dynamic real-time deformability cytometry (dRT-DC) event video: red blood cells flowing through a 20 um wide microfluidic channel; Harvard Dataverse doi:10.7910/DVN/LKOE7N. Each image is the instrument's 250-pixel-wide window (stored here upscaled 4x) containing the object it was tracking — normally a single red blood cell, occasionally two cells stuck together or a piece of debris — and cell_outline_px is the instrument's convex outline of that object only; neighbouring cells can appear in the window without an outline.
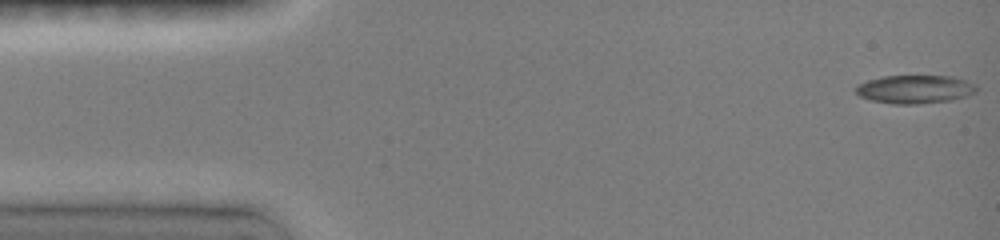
{"species": "common noctule bat (a hibernating species)", "species_latin": "Nyctalus noctula", "temperature_condition": "room temperature", "stored_images_in_passage": 31, "camera_frame_rate_fps": 3000, "um_per_image_px": 0.085, "animal": {"sex": "female", "body_mass_g": 19.0, "forearm_length_mm": 51.5}, "frame": {"image": 1, "passage_image": 1, "time_ms": 0.0, "image_size_px": [1000, 240], "cell_outline_px": [[976, 92], [968, 96], [952, 100], [916, 104], [892, 104], [872, 100], [860, 96], [856, 92], [856, 88], [860, 84], [868, 80], [880, 76], [952, 76], [976, 84]], "centroid_in_image_um": [77.79, 7.59], "position_along_channel_um": 7.2, "area_um2": 19.88}}
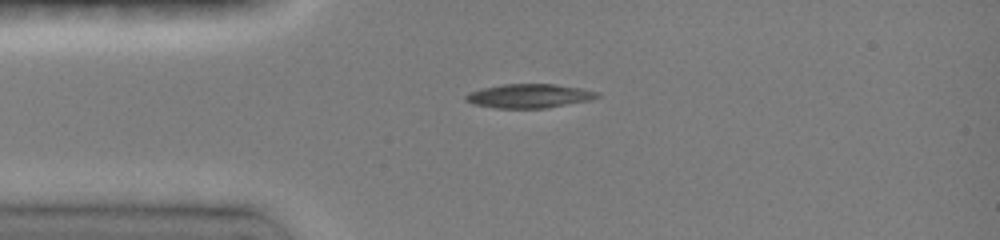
{"frame": {"image": 2, "passage_image": 10, "time_ms": 3.333, "image_size_px": [1000, 240], "cell_outline_px": [[600, 96], [592, 100], [544, 108], [496, 108], [472, 104], [464, 100], [464, 96], [468, 92], [480, 88], [504, 84], [556, 84], [580, 88], [600, 92]], "centroid_in_image_um": [44.95, 8.15], "position_along_channel_um": 40.0, "area_um2": 18.55}}
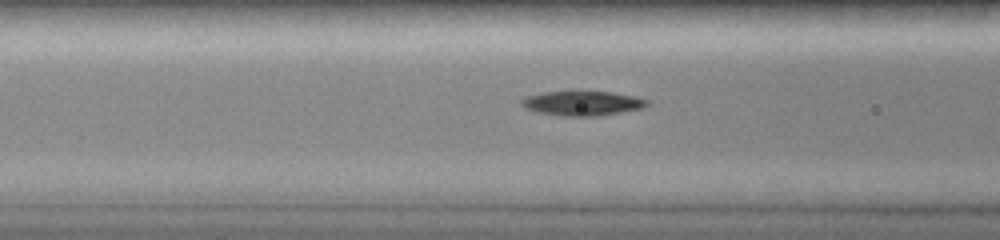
{"frame": {"image": 3, "passage_image": 20, "time_ms": 5.667, "image_size_px": [1000, 240], "cell_outline_px": [[648, 104], [644, 108], [596, 116], [560, 116], [536, 112], [524, 108], [520, 104], [520, 100], [524, 96], [544, 92], [612, 92], [636, 96], [648, 100]], "centroid_in_image_um": [49.46, 8.78], "position_along_channel_um": 117.1, "area_um2": 18.03}}